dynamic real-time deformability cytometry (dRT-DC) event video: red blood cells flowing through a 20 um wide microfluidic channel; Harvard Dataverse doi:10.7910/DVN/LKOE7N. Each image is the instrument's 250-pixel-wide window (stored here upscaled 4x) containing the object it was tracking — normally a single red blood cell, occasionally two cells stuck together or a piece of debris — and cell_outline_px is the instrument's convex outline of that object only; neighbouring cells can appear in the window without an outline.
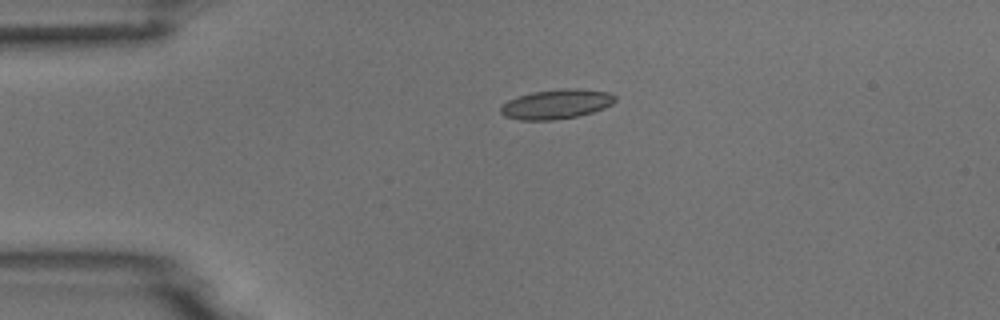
{"species": "common noctule bat (a hibernating species)", "species_latin": "Nyctalus noctula", "temperature_condition": "room temperature", "stored_images_in_passage": 4, "camera_frame_rate_fps": 3000, "um_per_image_px": 0.085, "animal": {"sex": "male", "body_mass_g": 18.8}, "frame": {"image": 1, "passage_image": 3, "time_ms": 3.0, "image_size_px": [1000, 320], "cell_outline_px": [[616, 100], [612, 104], [604, 108], [592, 112], [576, 116], [552, 120], [520, 120], [504, 116], [500, 112], [500, 108], [508, 100], [532, 92], [564, 88], [576, 88], [608, 92], [616, 96]], "centroid_in_image_um": [47.3, 8.85], "position_along_channel_um": 37.7, "area_um2": 19.59}}